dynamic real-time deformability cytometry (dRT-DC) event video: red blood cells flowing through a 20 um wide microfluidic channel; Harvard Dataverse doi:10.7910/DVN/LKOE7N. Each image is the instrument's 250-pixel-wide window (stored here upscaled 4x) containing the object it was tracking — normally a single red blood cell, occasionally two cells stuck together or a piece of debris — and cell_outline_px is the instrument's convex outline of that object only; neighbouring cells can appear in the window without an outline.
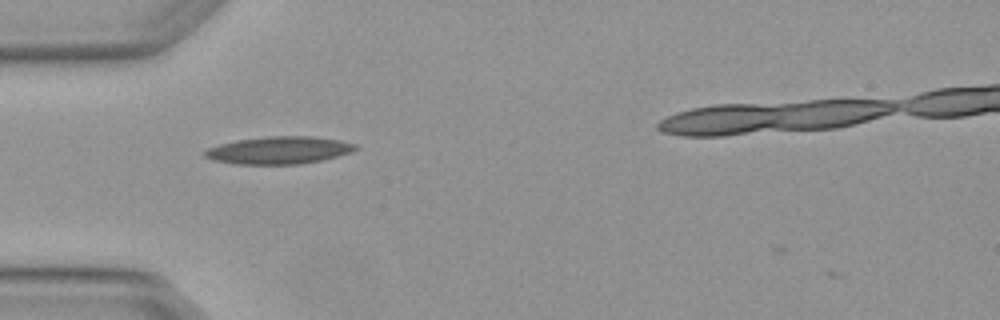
{"species": "Egyptian fruit bat (a non-hibernating species)", "species_latin": "Rousettus aegyptiacus", "temperature_condition": "warm", "stored_images_in_passage": 3, "camera_frame_rate_fps": 3000, "um_per_image_px": 0.085, "animal": {"sex": "female"}, "frame": {"image": 1, "passage_image": 1, "time_ms": 0.0, "image_size_px": [1000, 320], "cell_outline_px": [[356, 148], [352, 152], [320, 160], [300, 164], [236, 164], [212, 160], [204, 156], [204, 152], [208, 148], [220, 144], [236, 140], [268, 136], [312, 136], [340, 140], [356, 144]], "centroid_in_image_um": [23.69, 12.76], "position_along_channel_um": 61.3, "area_um2": 23.99}}
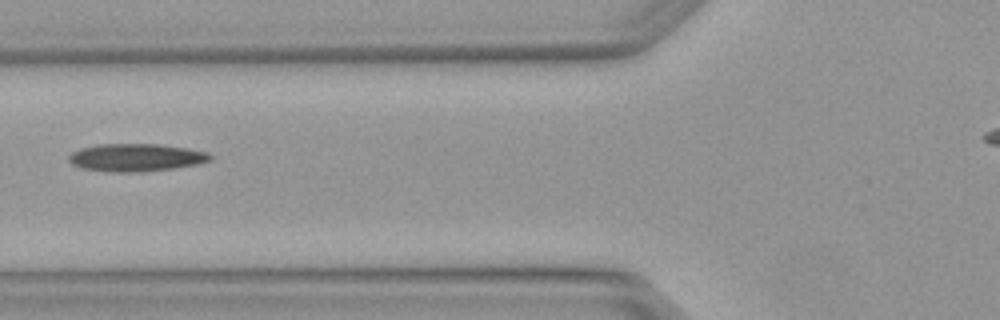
{"frame": {"image": 2, "passage_image": 2, "time_ms": 0.333, "image_size_px": [1000, 320], "cell_outline_px": [[212, 160], [196, 164], [176, 168], [144, 172], [108, 172], [80, 168], [72, 164], [68, 160], [68, 156], [72, 152], [80, 148], [100, 144], [156, 144], [188, 148], [208, 152], [212, 156]], "centroid_in_image_um": [11.55, 13.4], "position_along_channel_um": 114.2, "area_um2": 23.06}}